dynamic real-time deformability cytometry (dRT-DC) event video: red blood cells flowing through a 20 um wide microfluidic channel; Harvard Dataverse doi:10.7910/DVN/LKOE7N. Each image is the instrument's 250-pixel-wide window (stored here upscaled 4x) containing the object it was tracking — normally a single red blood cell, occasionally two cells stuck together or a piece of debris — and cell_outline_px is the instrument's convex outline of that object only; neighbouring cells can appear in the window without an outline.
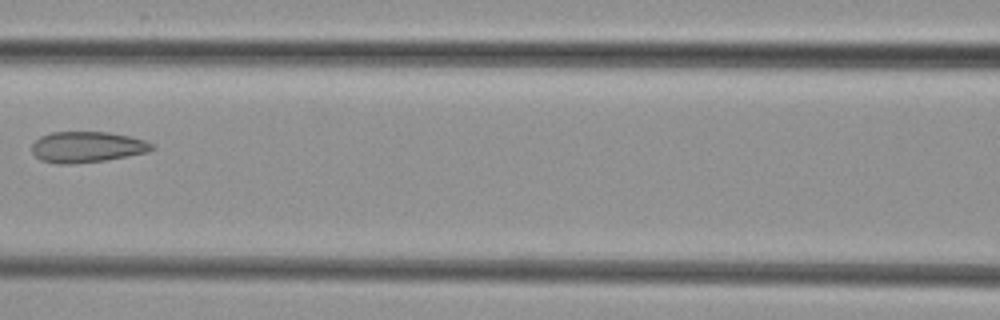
{"species": "common noctule bat (a hibernating species)", "species_latin": "Nyctalus noctula", "temperature_condition": "cold", "stored_images_in_passage": 7, "camera_frame_rate_fps": 3000, "um_per_image_px": 0.085, "animal": {"sex": "female", "body_mass_g": 29.2, "forearm_length_mm": 56.3}, "frame": {"image": 1, "passage_image": 7, "time_ms": 8.0, "image_size_px": [1000, 320], "cell_outline_px": [[156, 148], [148, 152], [128, 156], [104, 160], [72, 164], [56, 164], [40, 160], [32, 152], [32, 144], [40, 136], [52, 132], [108, 132], [132, 136], [144, 140], [152, 144]], "centroid_in_image_um": [7.4, 12.49], "position_along_channel_um": 159.2, "area_um2": 21.73}}